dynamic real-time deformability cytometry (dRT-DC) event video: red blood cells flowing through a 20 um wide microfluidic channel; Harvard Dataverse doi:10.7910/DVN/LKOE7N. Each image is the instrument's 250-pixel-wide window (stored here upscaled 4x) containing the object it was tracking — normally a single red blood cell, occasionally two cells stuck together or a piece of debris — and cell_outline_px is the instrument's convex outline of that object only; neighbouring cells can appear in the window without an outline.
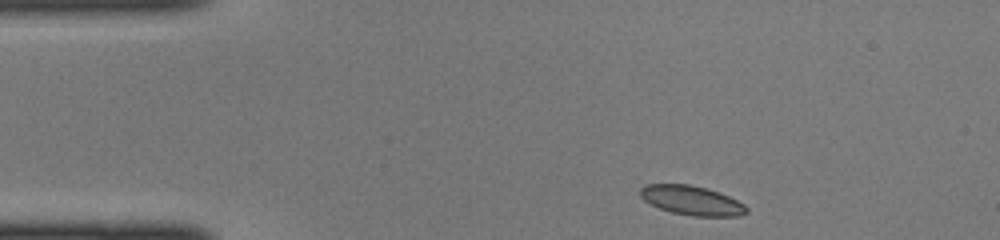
{"species": "common noctule bat (a hibernating species)", "species_latin": "Nyctalus noctula", "temperature_condition": "cold", "stored_images_in_passage": 39, "camera_frame_rate_fps": 3000, "um_per_image_px": 0.085, "animal": {"sex": "female", "body_mass_g": 22.0, "forearm_length_mm": 56.7}, "frame": {"image": 1, "passage_image": 1, "time_ms": 0.0, "image_size_px": [1000, 240], "cell_outline_px": [[748, 212], [740, 216], [692, 216], [672, 212], [660, 208], [644, 200], [640, 196], [640, 188], [644, 184], [688, 184], [704, 188], [728, 196], [744, 204], [748, 208]], "centroid_in_image_um": [58.79, 17.04], "position_along_channel_um": 26.2, "area_um2": 17.98}}
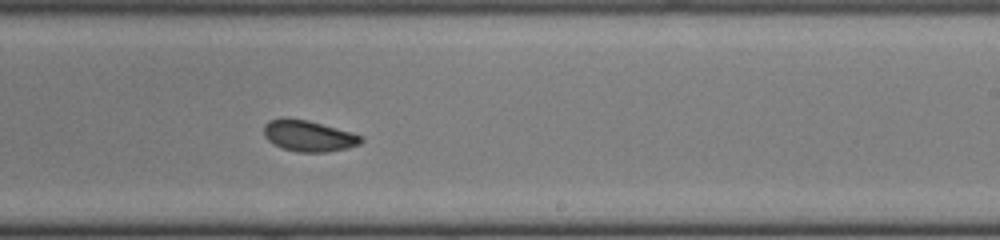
{"frame": {"image": 2, "passage_image": 21, "time_ms": 6.667, "image_size_px": [1000, 240], "cell_outline_px": [[364, 140], [360, 144], [348, 148], [328, 152], [296, 152], [272, 144], [264, 136], [264, 124], [268, 120], [280, 116], [308, 120], [352, 132], [364, 136]], "centroid_in_image_um": [26.22, 11.53], "position_along_channel_um": 262.8, "area_um2": 18.03}}
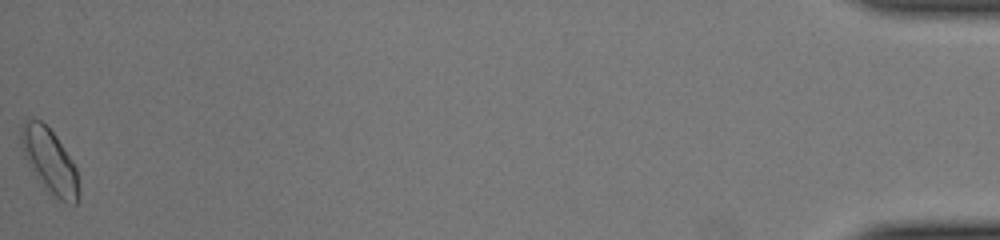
{"frame": {"image": 3, "passage_image": 39, "time_ms": 12.667, "image_size_px": [1000, 240], "cell_outline_px": [[80, 196], [76, 204], [68, 204], [48, 196], [28, 164], [24, 156], [20, 140], [20, 128], [24, 120], [32, 116], [40, 120], [56, 136], [76, 168], [80, 192]], "centroid_in_image_um": [4.2, 13.73], "position_along_channel_um": 431.0, "area_um2": 22.2}}